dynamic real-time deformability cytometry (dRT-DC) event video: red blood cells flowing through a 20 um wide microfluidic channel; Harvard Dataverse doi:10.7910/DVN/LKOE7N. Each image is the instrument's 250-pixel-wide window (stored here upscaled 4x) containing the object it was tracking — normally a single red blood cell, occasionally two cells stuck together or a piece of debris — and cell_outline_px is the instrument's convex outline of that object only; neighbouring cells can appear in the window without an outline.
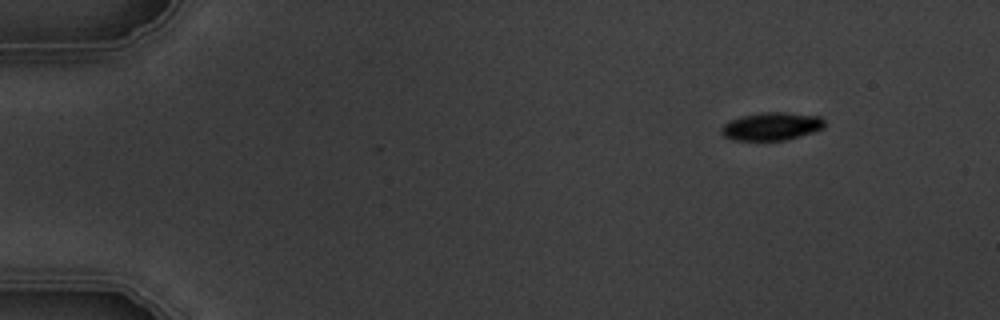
{"species": "common noctule bat (a hibernating species)", "species_latin": "Nyctalus noctula", "temperature_condition": "warm", "stored_images_in_passage": 4, "camera_frame_rate_fps": 3000, "um_per_image_px": 0.085, "animal": {"sex": "male", "body_mass_g": 19.5, "forearm_length_mm": 54.6}, "frame": {"image": 1, "passage_image": 1, "time_ms": 0.0, "image_size_px": [1000, 320], "cell_outline_px": [[824, 128], [812, 132], [784, 140], [732, 140], [724, 136], [720, 132], [720, 128], [724, 124], [732, 120], [744, 116], [760, 112], [784, 112], [820, 116], [824, 120]], "centroid_in_image_um": [65.57, 10.73], "position_along_channel_um": 19.4, "area_um2": 16.65}}
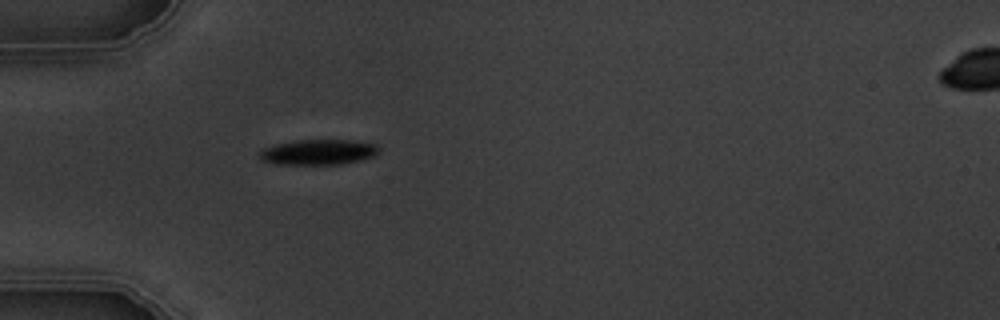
{"frame": {"image": 2, "passage_image": 4, "time_ms": 3.667, "image_size_px": [1000, 320], "cell_outline_px": [[380, 152], [376, 156], [360, 160], [340, 164], [272, 164], [260, 160], [256, 156], [264, 148], [276, 144], [300, 140], [352, 140], [376, 144], [380, 148]], "centroid_in_image_um": [27.06, 12.93], "position_along_channel_um": 57.9, "area_um2": 17.8}}